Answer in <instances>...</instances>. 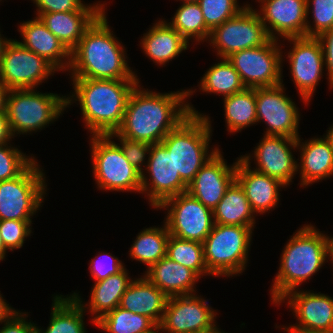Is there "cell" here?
<instances>
[{
	"label": "cell",
	"mask_w": 333,
	"mask_h": 333,
	"mask_svg": "<svg viewBox=\"0 0 333 333\" xmlns=\"http://www.w3.org/2000/svg\"><path fill=\"white\" fill-rule=\"evenodd\" d=\"M140 86L137 84L129 96L123 122L116 131L119 136L149 144L161 143L190 114L203 115L186 100L196 88L159 93Z\"/></svg>",
	"instance_id": "obj_1"
},
{
	"label": "cell",
	"mask_w": 333,
	"mask_h": 333,
	"mask_svg": "<svg viewBox=\"0 0 333 333\" xmlns=\"http://www.w3.org/2000/svg\"><path fill=\"white\" fill-rule=\"evenodd\" d=\"M104 11L71 51V78L139 79L128 65L126 49L108 24Z\"/></svg>",
	"instance_id": "obj_2"
},
{
	"label": "cell",
	"mask_w": 333,
	"mask_h": 333,
	"mask_svg": "<svg viewBox=\"0 0 333 333\" xmlns=\"http://www.w3.org/2000/svg\"><path fill=\"white\" fill-rule=\"evenodd\" d=\"M72 79V95L66 97L67 107L78 101L84 125L92 135L116 132L124 118L126 105L139 79ZM73 102V103H72Z\"/></svg>",
	"instance_id": "obj_3"
},
{
	"label": "cell",
	"mask_w": 333,
	"mask_h": 333,
	"mask_svg": "<svg viewBox=\"0 0 333 333\" xmlns=\"http://www.w3.org/2000/svg\"><path fill=\"white\" fill-rule=\"evenodd\" d=\"M318 230L311 223L305 224L286 243L270 290L272 304L278 305L285 295L299 289L328 262L326 237Z\"/></svg>",
	"instance_id": "obj_4"
},
{
	"label": "cell",
	"mask_w": 333,
	"mask_h": 333,
	"mask_svg": "<svg viewBox=\"0 0 333 333\" xmlns=\"http://www.w3.org/2000/svg\"><path fill=\"white\" fill-rule=\"evenodd\" d=\"M211 123L210 117L206 114H190L161 141L172 154L175 170L187 185L219 150L216 146L209 152L212 137Z\"/></svg>",
	"instance_id": "obj_5"
},
{
	"label": "cell",
	"mask_w": 333,
	"mask_h": 333,
	"mask_svg": "<svg viewBox=\"0 0 333 333\" xmlns=\"http://www.w3.org/2000/svg\"><path fill=\"white\" fill-rule=\"evenodd\" d=\"M66 95L37 92V89L9 90L6 114L13 137L37 132L54 123L67 108Z\"/></svg>",
	"instance_id": "obj_6"
},
{
	"label": "cell",
	"mask_w": 333,
	"mask_h": 333,
	"mask_svg": "<svg viewBox=\"0 0 333 333\" xmlns=\"http://www.w3.org/2000/svg\"><path fill=\"white\" fill-rule=\"evenodd\" d=\"M254 229L215 224L203 242L204 259L211 276H239L248 263Z\"/></svg>",
	"instance_id": "obj_7"
},
{
	"label": "cell",
	"mask_w": 333,
	"mask_h": 333,
	"mask_svg": "<svg viewBox=\"0 0 333 333\" xmlns=\"http://www.w3.org/2000/svg\"><path fill=\"white\" fill-rule=\"evenodd\" d=\"M92 173L97 188L141 193L142 173L132 166L109 135H90Z\"/></svg>",
	"instance_id": "obj_8"
},
{
	"label": "cell",
	"mask_w": 333,
	"mask_h": 333,
	"mask_svg": "<svg viewBox=\"0 0 333 333\" xmlns=\"http://www.w3.org/2000/svg\"><path fill=\"white\" fill-rule=\"evenodd\" d=\"M41 169L35 159L16 178L0 181V220L32 221L47 194Z\"/></svg>",
	"instance_id": "obj_9"
},
{
	"label": "cell",
	"mask_w": 333,
	"mask_h": 333,
	"mask_svg": "<svg viewBox=\"0 0 333 333\" xmlns=\"http://www.w3.org/2000/svg\"><path fill=\"white\" fill-rule=\"evenodd\" d=\"M281 40L270 39L266 44L237 51L227 57L239 73L246 88L273 87L283 83V51ZM282 51V52H281Z\"/></svg>",
	"instance_id": "obj_10"
},
{
	"label": "cell",
	"mask_w": 333,
	"mask_h": 333,
	"mask_svg": "<svg viewBox=\"0 0 333 333\" xmlns=\"http://www.w3.org/2000/svg\"><path fill=\"white\" fill-rule=\"evenodd\" d=\"M256 10L247 4L236 16L211 31L208 43L220 59L237 51L262 46L271 39Z\"/></svg>",
	"instance_id": "obj_11"
},
{
	"label": "cell",
	"mask_w": 333,
	"mask_h": 333,
	"mask_svg": "<svg viewBox=\"0 0 333 333\" xmlns=\"http://www.w3.org/2000/svg\"><path fill=\"white\" fill-rule=\"evenodd\" d=\"M156 209L167 210L164 222L169 234L182 240L203 243L214 225L212 209L188 192L168 198Z\"/></svg>",
	"instance_id": "obj_12"
},
{
	"label": "cell",
	"mask_w": 333,
	"mask_h": 333,
	"mask_svg": "<svg viewBox=\"0 0 333 333\" xmlns=\"http://www.w3.org/2000/svg\"><path fill=\"white\" fill-rule=\"evenodd\" d=\"M56 72L58 70L45 58L13 39L3 53L0 82L9 90L34 89Z\"/></svg>",
	"instance_id": "obj_13"
},
{
	"label": "cell",
	"mask_w": 333,
	"mask_h": 333,
	"mask_svg": "<svg viewBox=\"0 0 333 333\" xmlns=\"http://www.w3.org/2000/svg\"><path fill=\"white\" fill-rule=\"evenodd\" d=\"M284 40H288L291 46L293 44L286 59L300 98L303 104L308 105L324 73L322 45L317 37H291Z\"/></svg>",
	"instance_id": "obj_14"
},
{
	"label": "cell",
	"mask_w": 333,
	"mask_h": 333,
	"mask_svg": "<svg viewBox=\"0 0 333 333\" xmlns=\"http://www.w3.org/2000/svg\"><path fill=\"white\" fill-rule=\"evenodd\" d=\"M284 84L256 88L257 122L267 125L264 135L298 138L300 113L293 99L285 93Z\"/></svg>",
	"instance_id": "obj_15"
},
{
	"label": "cell",
	"mask_w": 333,
	"mask_h": 333,
	"mask_svg": "<svg viewBox=\"0 0 333 333\" xmlns=\"http://www.w3.org/2000/svg\"><path fill=\"white\" fill-rule=\"evenodd\" d=\"M148 156L146 172L141 176V194H146L155 209L168 198L187 192L188 185L176 172L172 154L161 143L151 144Z\"/></svg>",
	"instance_id": "obj_16"
},
{
	"label": "cell",
	"mask_w": 333,
	"mask_h": 333,
	"mask_svg": "<svg viewBox=\"0 0 333 333\" xmlns=\"http://www.w3.org/2000/svg\"><path fill=\"white\" fill-rule=\"evenodd\" d=\"M198 294L169 297L158 329L164 333H194L216 324L217 312Z\"/></svg>",
	"instance_id": "obj_17"
},
{
	"label": "cell",
	"mask_w": 333,
	"mask_h": 333,
	"mask_svg": "<svg viewBox=\"0 0 333 333\" xmlns=\"http://www.w3.org/2000/svg\"><path fill=\"white\" fill-rule=\"evenodd\" d=\"M254 148L253 156L245 154L241 155L240 158L246 163H250L254 158L256 168L252 169L278 179L286 186L293 182L294 175L298 172L297 162L299 159L295 160L291 149H297V138L264 135Z\"/></svg>",
	"instance_id": "obj_18"
},
{
	"label": "cell",
	"mask_w": 333,
	"mask_h": 333,
	"mask_svg": "<svg viewBox=\"0 0 333 333\" xmlns=\"http://www.w3.org/2000/svg\"><path fill=\"white\" fill-rule=\"evenodd\" d=\"M256 11L271 39L306 36L307 0H256Z\"/></svg>",
	"instance_id": "obj_19"
},
{
	"label": "cell",
	"mask_w": 333,
	"mask_h": 333,
	"mask_svg": "<svg viewBox=\"0 0 333 333\" xmlns=\"http://www.w3.org/2000/svg\"><path fill=\"white\" fill-rule=\"evenodd\" d=\"M286 300V301H285ZM293 311L297 322L284 326L283 330H315L333 328V298L314 291L293 290L278 303L285 302Z\"/></svg>",
	"instance_id": "obj_20"
},
{
	"label": "cell",
	"mask_w": 333,
	"mask_h": 333,
	"mask_svg": "<svg viewBox=\"0 0 333 333\" xmlns=\"http://www.w3.org/2000/svg\"><path fill=\"white\" fill-rule=\"evenodd\" d=\"M219 149L197 172L188 184L187 192L204 206L214 209L235 181L236 161L227 165Z\"/></svg>",
	"instance_id": "obj_21"
},
{
	"label": "cell",
	"mask_w": 333,
	"mask_h": 333,
	"mask_svg": "<svg viewBox=\"0 0 333 333\" xmlns=\"http://www.w3.org/2000/svg\"><path fill=\"white\" fill-rule=\"evenodd\" d=\"M106 4H85L79 11L36 14L48 30L72 51L85 31L107 9Z\"/></svg>",
	"instance_id": "obj_22"
},
{
	"label": "cell",
	"mask_w": 333,
	"mask_h": 333,
	"mask_svg": "<svg viewBox=\"0 0 333 333\" xmlns=\"http://www.w3.org/2000/svg\"><path fill=\"white\" fill-rule=\"evenodd\" d=\"M251 163H246L237 157L235 180L244 189L252 211L260 215L275 210L281 196L280 188L287 186L278 179L252 170Z\"/></svg>",
	"instance_id": "obj_23"
},
{
	"label": "cell",
	"mask_w": 333,
	"mask_h": 333,
	"mask_svg": "<svg viewBox=\"0 0 333 333\" xmlns=\"http://www.w3.org/2000/svg\"><path fill=\"white\" fill-rule=\"evenodd\" d=\"M23 41L18 42L45 58L58 71H68L71 65V51L52 34L39 17L23 21L18 26Z\"/></svg>",
	"instance_id": "obj_24"
},
{
	"label": "cell",
	"mask_w": 333,
	"mask_h": 333,
	"mask_svg": "<svg viewBox=\"0 0 333 333\" xmlns=\"http://www.w3.org/2000/svg\"><path fill=\"white\" fill-rule=\"evenodd\" d=\"M322 137H313L305 142H302L300 136L297 138V149H300L297 173L301 176V187L306 188L333 176V150L326 137Z\"/></svg>",
	"instance_id": "obj_25"
},
{
	"label": "cell",
	"mask_w": 333,
	"mask_h": 333,
	"mask_svg": "<svg viewBox=\"0 0 333 333\" xmlns=\"http://www.w3.org/2000/svg\"><path fill=\"white\" fill-rule=\"evenodd\" d=\"M134 279L130 277L127 268L121 272L111 275L106 279L97 281L93 284L90 301L85 304L79 292L70 294L74 297L83 309L91 313L93 325L103 315L114 310L120 305L121 298ZM87 309V310H86Z\"/></svg>",
	"instance_id": "obj_26"
},
{
	"label": "cell",
	"mask_w": 333,
	"mask_h": 333,
	"mask_svg": "<svg viewBox=\"0 0 333 333\" xmlns=\"http://www.w3.org/2000/svg\"><path fill=\"white\" fill-rule=\"evenodd\" d=\"M168 296L144 275L134 278L123 294L120 305L122 309L150 318L160 325Z\"/></svg>",
	"instance_id": "obj_27"
},
{
	"label": "cell",
	"mask_w": 333,
	"mask_h": 333,
	"mask_svg": "<svg viewBox=\"0 0 333 333\" xmlns=\"http://www.w3.org/2000/svg\"><path fill=\"white\" fill-rule=\"evenodd\" d=\"M143 275L168 297L196 294L195 285L200 279L190 268L167 256L146 269Z\"/></svg>",
	"instance_id": "obj_28"
},
{
	"label": "cell",
	"mask_w": 333,
	"mask_h": 333,
	"mask_svg": "<svg viewBox=\"0 0 333 333\" xmlns=\"http://www.w3.org/2000/svg\"><path fill=\"white\" fill-rule=\"evenodd\" d=\"M141 38L140 44L146 57L161 66L189 47V42L164 19L155 22Z\"/></svg>",
	"instance_id": "obj_29"
},
{
	"label": "cell",
	"mask_w": 333,
	"mask_h": 333,
	"mask_svg": "<svg viewBox=\"0 0 333 333\" xmlns=\"http://www.w3.org/2000/svg\"><path fill=\"white\" fill-rule=\"evenodd\" d=\"M212 213L215 224L247 226L251 229L256 224L257 215L252 211L244 189L236 180L226 190Z\"/></svg>",
	"instance_id": "obj_30"
},
{
	"label": "cell",
	"mask_w": 333,
	"mask_h": 333,
	"mask_svg": "<svg viewBox=\"0 0 333 333\" xmlns=\"http://www.w3.org/2000/svg\"><path fill=\"white\" fill-rule=\"evenodd\" d=\"M52 301L49 326L38 333H87L85 310L74 297L56 294Z\"/></svg>",
	"instance_id": "obj_31"
},
{
	"label": "cell",
	"mask_w": 333,
	"mask_h": 333,
	"mask_svg": "<svg viewBox=\"0 0 333 333\" xmlns=\"http://www.w3.org/2000/svg\"><path fill=\"white\" fill-rule=\"evenodd\" d=\"M223 100L228 132H241L257 123L256 88H245L241 92L224 97Z\"/></svg>",
	"instance_id": "obj_32"
},
{
	"label": "cell",
	"mask_w": 333,
	"mask_h": 333,
	"mask_svg": "<svg viewBox=\"0 0 333 333\" xmlns=\"http://www.w3.org/2000/svg\"><path fill=\"white\" fill-rule=\"evenodd\" d=\"M170 234L164 222L162 227H149L141 230L129 250L132 260L146 264L149 269L166 256Z\"/></svg>",
	"instance_id": "obj_33"
},
{
	"label": "cell",
	"mask_w": 333,
	"mask_h": 333,
	"mask_svg": "<svg viewBox=\"0 0 333 333\" xmlns=\"http://www.w3.org/2000/svg\"><path fill=\"white\" fill-rule=\"evenodd\" d=\"M203 75L198 87L205 93H214L227 97L246 88L241 81L239 73L227 58H222L221 61L207 69V72Z\"/></svg>",
	"instance_id": "obj_34"
},
{
	"label": "cell",
	"mask_w": 333,
	"mask_h": 333,
	"mask_svg": "<svg viewBox=\"0 0 333 333\" xmlns=\"http://www.w3.org/2000/svg\"><path fill=\"white\" fill-rule=\"evenodd\" d=\"M167 23L188 42L190 39L196 40L195 44L207 42L210 37L211 30L206 26L198 2H182Z\"/></svg>",
	"instance_id": "obj_35"
},
{
	"label": "cell",
	"mask_w": 333,
	"mask_h": 333,
	"mask_svg": "<svg viewBox=\"0 0 333 333\" xmlns=\"http://www.w3.org/2000/svg\"><path fill=\"white\" fill-rule=\"evenodd\" d=\"M106 333H153L158 326L147 316L116 307L95 322Z\"/></svg>",
	"instance_id": "obj_36"
},
{
	"label": "cell",
	"mask_w": 333,
	"mask_h": 333,
	"mask_svg": "<svg viewBox=\"0 0 333 333\" xmlns=\"http://www.w3.org/2000/svg\"><path fill=\"white\" fill-rule=\"evenodd\" d=\"M166 256L173 261L190 268L200 278L210 276L204 259L203 243L190 240H182L172 235L167 241Z\"/></svg>",
	"instance_id": "obj_37"
},
{
	"label": "cell",
	"mask_w": 333,
	"mask_h": 333,
	"mask_svg": "<svg viewBox=\"0 0 333 333\" xmlns=\"http://www.w3.org/2000/svg\"><path fill=\"white\" fill-rule=\"evenodd\" d=\"M206 26L212 31L227 19L236 16L247 4L240 6L237 0H199Z\"/></svg>",
	"instance_id": "obj_38"
},
{
	"label": "cell",
	"mask_w": 333,
	"mask_h": 333,
	"mask_svg": "<svg viewBox=\"0 0 333 333\" xmlns=\"http://www.w3.org/2000/svg\"><path fill=\"white\" fill-rule=\"evenodd\" d=\"M35 157L27 156L11 143L0 145V181L10 180L19 176Z\"/></svg>",
	"instance_id": "obj_39"
},
{
	"label": "cell",
	"mask_w": 333,
	"mask_h": 333,
	"mask_svg": "<svg viewBox=\"0 0 333 333\" xmlns=\"http://www.w3.org/2000/svg\"><path fill=\"white\" fill-rule=\"evenodd\" d=\"M306 13L307 37H318L323 32L333 28V0H307ZM310 13L313 16V27L308 20Z\"/></svg>",
	"instance_id": "obj_40"
},
{
	"label": "cell",
	"mask_w": 333,
	"mask_h": 333,
	"mask_svg": "<svg viewBox=\"0 0 333 333\" xmlns=\"http://www.w3.org/2000/svg\"><path fill=\"white\" fill-rule=\"evenodd\" d=\"M32 221L0 220V236L6 250L22 248L27 237L31 236Z\"/></svg>",
	"instance_id": "obj_41"
},
{
	"label": "cell",
	"mask_w": 333,
	"mask_h": 333,
	"mask_svg": "<svg viewBox=\"0 0 333 333\" xmlns=\"http://www.w3.org/2000/svg\"><path fill=\"white\" fill-rule=\"evenodd\" d=\"M109 136L112 140L114 137H117L118 141L120 142V144H117L120 146L124 156L129 161V163L138 169L141 173L144 172V169L148 164V161L145 162V160L148 159L146 157H149L147 155H149L151 144L124 138L119 136L116 132L109 134Z\"/></svg>",
	"instance_id": "obj_42"
},
{
	"label": "cell",
	"mask_w": 333,
	"mask_h": 333,
	"mask_svg": "<svg viewBox=\"0 0 333 333\" xmlns=\"http://www.w3.org/2000/svg\"><path fill=\"white\" fill-rule=\"evenodd\" d=\"M89 272L95 282L108 278L121 272L125 265L115 255L99 252L89 263Z\"/></svg>",
	"instance_id": "obj_43"
},
{
	"label": "cell",
	"mask_w": 333,
	"mask_h": 333,
	"mask_svg": "<svg viewBox=\"0 0 333 333\" xmlns=\"http://www.w3.org/2000/svg\"><path fill=\"white\" fill-rule=\"evenodd\" d=\"M36 5V14L79 11L85 4L81 0H31Z\"/></svg>",
	"instance_id": "obj_44"
},
{
	"label": "cell",
	"mask_w": 333,
	"mask_h": 333,
	"mask_svg": "<svg viewBox=\"0 0 333 333\" xmlns=\"http://www.w3.org/2000/svg\"><path fill=\"white\" fill-rule=\"evenodd\" d=\"M28 312L18 310L8 320H6L0 333H38V326L34 322L27 321Z\"/></svg>",
	"instance_id": "obj_45"
},
{
	"label": "cell",
	"mask_w": 333,
	"mask_h": 333,
	"mask_svg": "<svg viewBox=\"0 0 333 333\" xmlns=\"http://www.w3.org/2000/svg\"><path fill=\"white\" fill-rule=\"evenodd\" d=\"M323 48L324 66L327 71V80L330 89H333V28L317 37Z\"/></svg>",
	"instance_id": "obj_46"
},
{
	"label": "cell",
	"mask_w": 333,
	"mask_h": 333,
	"mask_svg": "<svg viewBox=\"0 0 333 333\" xmlns=\"http://www.w3.org/2000/svg\"><path fill=\"white\" fill-rule=\"evenodd\" d=\"M13 134L9 126L6 112L0 113V145L10 143L12 141Z\"/></svg>",
	"instance_id": "obj_47"
},
{
	"label": "cell",
	"mask_w": 333,
	"mask_h": 333,
	"mask_svg": "<svg viewBox=\"0 0 333 333\" xmlns=\"http://www.w3.org/2000/svg\"><path fill=\"white\" fill-rule=\"evenodd\" d=\"M17 311L18 310H15L9 304H7L6 300L3 298L2 294L0 293V323L3 324Z\"/></svg>",
	"instance_id": "obj_48"
},
{
	"label": "cell",
	"mask_w": 333,
	"mask_h": 333,
	"mask_svg": "<svg viewBox=\"0 0 333 333\" xmlns=\"http://www.w3.org/2000/svg\"><path fill=\"white\" fill-rule=\"evenodd\" d=\"M9 89L0 82V113L6 110V100Z\"/></svg>",
	"instance_id": "obj_49"
},
{
	"label": "cell",
	"mask_w": 333,
	"mask_h": 333,
	"mask_svg": "<svg viewBox=\"0 0 333 333\" xmlns=\"http://www.w3.org/2000/svg\"><path fill=\"white\" fill-rule=\"evenodd\" d=\"M327 243V259L333 264V237L325 234ZM333 266V265H332Z\"/></svg>",
	"instance_id": "obj_50"
},
{
	"label": "cell",
	"mask_w": 333,
	"mask_h": 333,
	"mask_svg": "<svg viewBox=\"0 0 333 333\" xmlns=\"http://www.w3.org/2000/svg\"><path fill=\"white\" fill-rule=\"evenodd\" d=\"M287 333H333L331 329H315V330H284Z\"/></svg>",
	"instance_id": "obj_51"
},
{
	"label": "cell",
	"mask_w": 333,
	"mask_h": 333,
	"mask_svg": "<svg viewBox=\"0 0 333 333\" xmlns=\"http://www.w3.org/2000/svg\"><path fill=\"white\" fill-rule=\"evenodd\" d=\"M0 32V68H1V63H2V58H3V53L5 51V48L7 44L12 40V39H7Z\"/></svg>",
	"instance_id": "obj_52"
},
{
	"label": "cell",
	"mask_w": 333,
	"mask_h": 333,
	"mask_svg": "<svg viewBox=\"0 0 333 333\" xmlns=\"http://www.w3.org/2000/svg\"><path fill=\"white\" fill-rule=\"evenodd\" d=\"M218 325H213L212 327H209L205 330H201V331H198V332H194V333H225L224 331H222L221 329H219L217 327ZM228 333V332H226Z\"/></svg>",
	"instance_id": "obj_53"
},
{
	"label": "cell",
	"mask_w": 333,
	"mask_h": 333,
	"mask_svg": "<svg viewBox=\"0 0 333 333\" xmlns=\"http://www.w3.org/2000/svg\"><path fill=\"white\" fill-rule=\"evenodd\" d=\"M329 130L326 131V139L328 140L331 149L333 150V124L328 128Z\"/></svg>",
	"instance_id": "obj_54"
},
{
	"label": "cell",
	"mask_w": 333,
	"mask_h": 333,
	"mask_svg": "<svg viewBox=\"0 0 333 333\" xmlns=\"http://www.w3.org/2000/svg\"><path fill=\"white\" fill-rule=\"evenodd\" d=\"M6 248L4 246V243H3V240L0 236V261H3L5 259V256H6Z\"/></svg>",
	"instance_id": "obj_55"
},
{
	"label": "cell",
	"mask_w": 333,
	"mask_h": 333,
	"mask_svg": "<svg viewBox=\"0 0 333 333\" xmlns=\"http://www.w3.org/2000/svg\"><path fill=\"white\" fill-rule=\"evenodd\" d=\"M179 1H182V2H198L199 0H179Z\"/></svg>",
	"instance_id": "obj_56"
},
{
	"label": "cell",
	"mask_w": 333,
	"mask_h": 333,
	"mask_svg": "<svg viewBox=\"0 0 333 333\" xmlns=\"http://www.w3.org/2000/svg\"><path fill=\"white\" fill-rule=\"evenodd\" d=\"M153 333H162V332L159 329H157Z\"/></svg>",
	"instance_id": "obj_57"
}]
</instances>
